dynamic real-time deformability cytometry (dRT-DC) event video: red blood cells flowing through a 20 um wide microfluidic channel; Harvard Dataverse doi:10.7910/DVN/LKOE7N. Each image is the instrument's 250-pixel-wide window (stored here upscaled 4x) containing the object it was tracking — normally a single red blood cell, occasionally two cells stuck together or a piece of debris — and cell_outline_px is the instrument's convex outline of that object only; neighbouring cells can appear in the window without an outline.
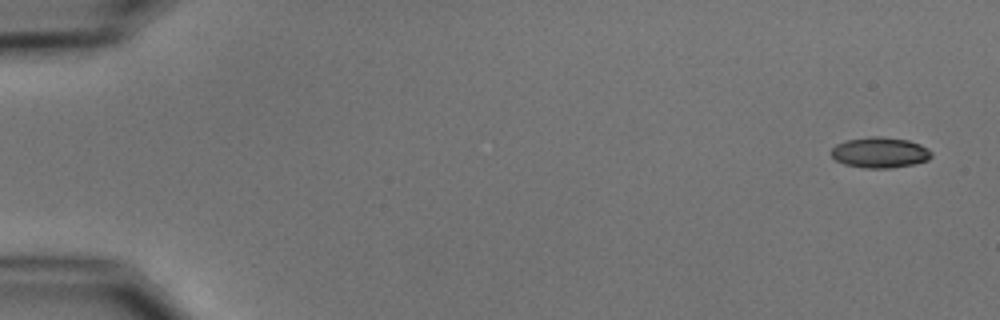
{"species": "common noctule bat (a hibernating species)", "species_latin": "Nyctalus noctula", "temperature_condition": "cold", "stored_images_in_passage": 7, "camera_frame_rate_fps": 3000, "um_per_image_px": 0.085, "animal": {"sex": "male", "body_mass_g": 15.6}, "frame": {"image": 1, "passage_image": 1, "time_ms": 0.0, "image_size_px": [1000, 320], "cell_outline_px": [[932, 156], [928, 160], [912, 164], [888, 168], [864, 168], [844, 164], [836, 160], [828, 152], [836, 144], [844, 140], [872, 136], [880, 136], [908, 140], [920, 144], [928, 148], [932, 152]], "centroid_in_image_um": [74.76, 12.95], "position_along_channel_um": 10.2, "area_um2": 18.03}}
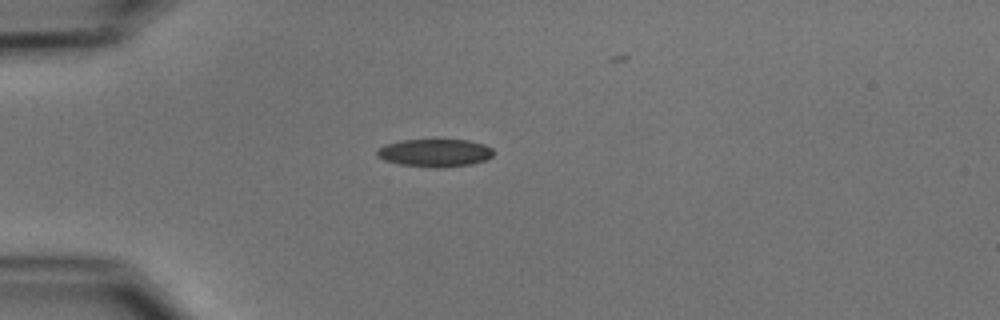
{"frame": {"image": 2, "passage_image": 4, "time_ms": 4.333, "image_size_px": [1000, 320], "cell_outline_px": [[492, 156], [484, 160], [472, 164], [440, 168], [432, 168], [400, 164], [384, 160], [376, 156], [376, 148], [384, 144], [400, 140], [468, 140], [484, 144], [492, 148]], "centroid_in_image_um": [36.91, 12.99], "position_along_channel_um": 48.1, "area_um2": 19.02}}
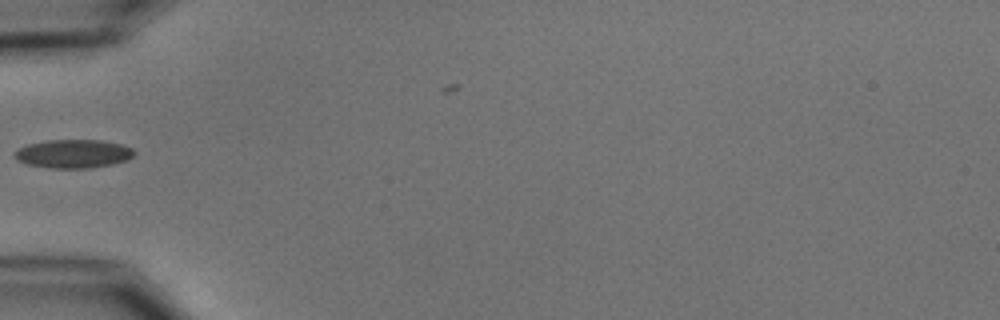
{"frame": {"image": 3, "passage_image": 5, "time_ms": 5.667, "image_size_px": [1000, 320], "cell_outline_px": [[136, 152], [128, 160], [112, 164], [92, 168], [52, 168], [28, 164], [16, 160], [12, 156], [12, 152], [28, 144], [44, 140], [100, 140], [120, 144], [132, 148]], "centroid_in_image_um": [6.21, 13.07], "position_along_channel_um": 78.8, "area_um2": 20.0}}